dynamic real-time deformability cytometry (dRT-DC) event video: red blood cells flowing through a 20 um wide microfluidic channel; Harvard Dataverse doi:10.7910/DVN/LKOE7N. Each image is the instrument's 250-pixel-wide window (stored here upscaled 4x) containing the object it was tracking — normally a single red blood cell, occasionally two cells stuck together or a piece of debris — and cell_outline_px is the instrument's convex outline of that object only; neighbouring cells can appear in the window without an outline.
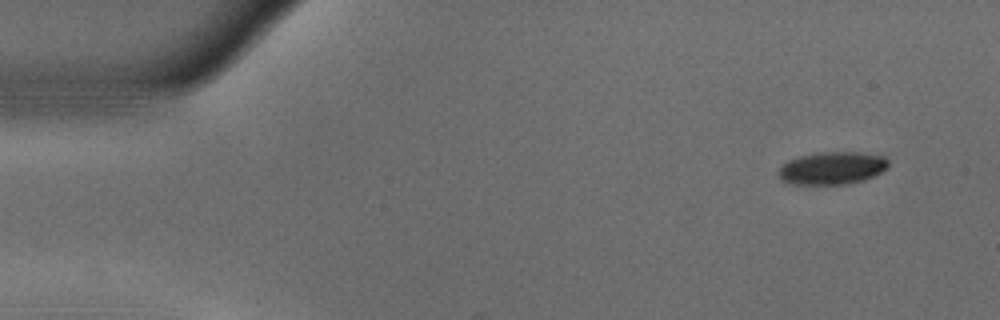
{"species": "common noctule bat (a hibernating species)", "species_latin": "Nyctalus noctula", "temperature_condition": "warm", "stored_images_in_passage": 8, "camera_frame_rate_fps": 3000, "um_per_image_px": 0.085, "animal": {"sex": "male", "body_mass_g": 18.8}, "frame": {"image": 1, "passage_image": 1, "time_ms": 0.0, "image_size_px": [1000, 320], "cell_outline_px": [[888, 168], [864, 180], [844, 184], [788, 184], [780, 180], [776, 172], [788, 160], [800, 156], [816, 152], [860, 152], [884, 156], [888, 160]], "centroid_in_image_um": [70.7, 14.28], "position_along_channel_um": 14.3, "area_um2": 21.04}}